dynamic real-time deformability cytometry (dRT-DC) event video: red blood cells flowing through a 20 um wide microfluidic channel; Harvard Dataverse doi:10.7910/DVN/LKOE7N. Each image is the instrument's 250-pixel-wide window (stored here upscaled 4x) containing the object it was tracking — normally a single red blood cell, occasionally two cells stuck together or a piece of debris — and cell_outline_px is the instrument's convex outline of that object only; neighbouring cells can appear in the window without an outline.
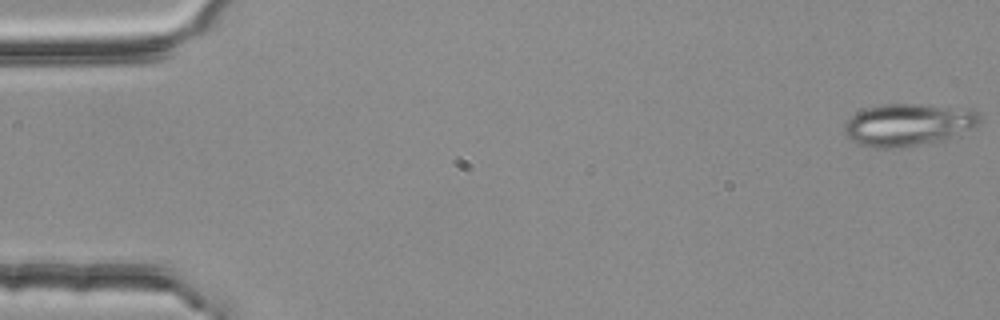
{"species": "common noctule bat (a hibernating species)", "species_latin": "Nyctalus noctula", "temperature_condition": "room temperature", "stored_images_in_passage": 4, "camera_frame_rate_fps": 3000, "um_per_image_px": 0.085, "animal": {"sex": "female", "body_mass_g": 25.1}, "frame": {"image": 1, "passage_image": 1, "time_ms": 0.0, "image_size_px": [1000, 320], "cell_outline_px": [[980, 124], [960, 136], [944, 140], [904, 148], [868, 148], [852, 140], [844, 132], [844, 124], [856, 112], [868, 108], [884, 104], [916, 104], [972, 108], [976, 112], [980, 120]], "centroid_in_image_um": [77.25, 10.62], "position_along_channel_um": 7.8, "area_um2": 33.87}}